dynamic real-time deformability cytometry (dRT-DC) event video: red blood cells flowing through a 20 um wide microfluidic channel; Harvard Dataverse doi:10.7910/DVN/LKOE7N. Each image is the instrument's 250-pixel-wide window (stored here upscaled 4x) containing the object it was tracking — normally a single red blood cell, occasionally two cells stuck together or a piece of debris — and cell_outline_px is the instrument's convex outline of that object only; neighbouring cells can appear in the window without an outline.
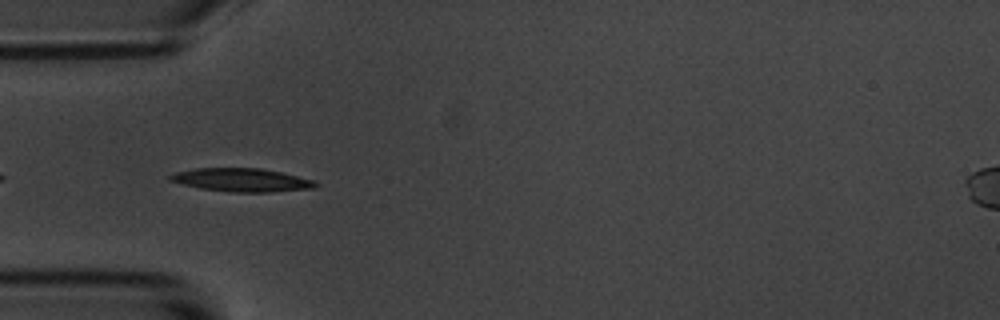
{"species": "common noctule bat (a hibernating species)", "species_latin": "Nyctalus noctula", "temperature_condition": "room temperature", "stored_images_in_passage": 4, "camera_frame_rate_fps": 3000, "um_per_image_px": 0.085, "animal": {"sex": "male", "body_mass_g": 20.1, "forearm_length_mm": 53.5}, "frame": {"image": 1, "passage_image": 4, "time_ms": 3.333, "image_size_px": [1000, 320], "cell_outline_px": [[320, 184], [316, 188], [268, 192], [228, 192], [200, 188], [168, 180], [168, 176], [176, 172], [196, 168], [260, 168], [280, 172], [316, 180]], "centroid_in_image_um": [20.59, 15.3], "position_along_channel_um": 64.4, "area_um2": 19.83}}